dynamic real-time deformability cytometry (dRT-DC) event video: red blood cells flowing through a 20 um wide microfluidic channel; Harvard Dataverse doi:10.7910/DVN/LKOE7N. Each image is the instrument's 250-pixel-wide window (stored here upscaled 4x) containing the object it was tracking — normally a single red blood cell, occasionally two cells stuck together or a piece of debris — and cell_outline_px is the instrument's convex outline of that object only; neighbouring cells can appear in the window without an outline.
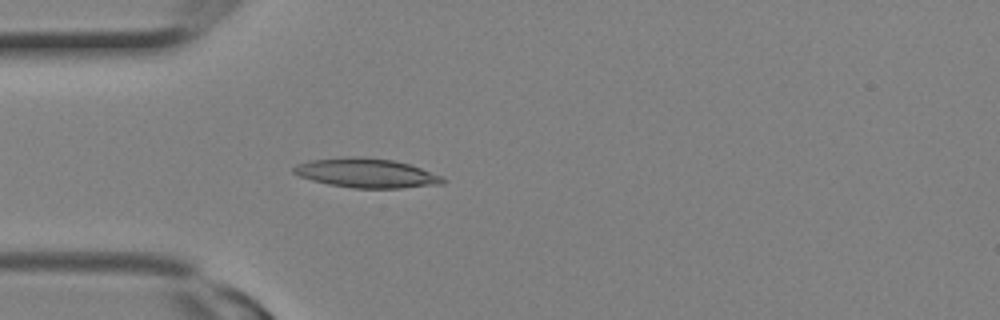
{"species": "Egyptian fruit bat (a non-hibernating species)", "species_latin": "Rousettus aegyptiacus", "temperature_condition": "room temperature", "stored_images_in_passage": 9, "camera_frame_rate_fps": 3000, "um_per_image_px": 0.085, "animal": {"sex": "female"}, "frame": {"image": 1, "passage_image": 7, "time_ms": 2.0, "image_size_px": [1000, 320], "cell_outline_px": [[444, 184], [404, 188], [352, 188], [328, 184], [312, 180], [300, 176], [292, 172], [292, 168], [296, 164], [308, 160], [344, 156], [364, 156], [396, 160], [420, 168], [440, 176], [444, 180]], "centroid_in_image_um": [31.09, 14.69], "position_along_channel_um": 53.9, "area_um2": 25.72}}
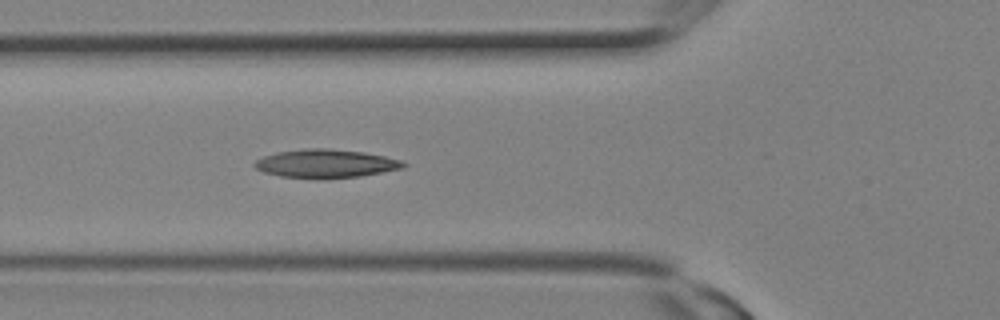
{"frame": {"image": 2, "passage_image": 9, "time_ms": 2.667, "image_size_px": [1000, 320], "cell_outline_px": [[408, 164], [400, 168], [360, 176], [280, 176], [264, 172], [256, 168], [252, 164], [256, 160], [264, 156], [276, 152], [304, 148], [328, 148], [364, 152], [404, 160]], "centroid_in_image_um": [27.69, 13.85], "position_along_channel_um": 98.1, "area_um2": 23.81}}